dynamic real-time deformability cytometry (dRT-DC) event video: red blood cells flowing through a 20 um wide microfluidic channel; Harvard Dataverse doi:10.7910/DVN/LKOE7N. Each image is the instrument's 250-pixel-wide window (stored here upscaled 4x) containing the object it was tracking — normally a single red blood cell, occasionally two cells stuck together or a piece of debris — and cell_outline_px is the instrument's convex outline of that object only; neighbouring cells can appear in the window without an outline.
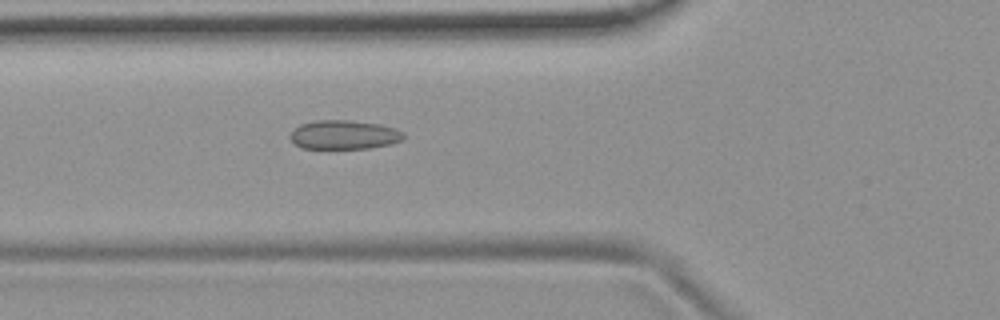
{"species": "common noctule bat (a hibernating species)", "species_latin": "Nyctalus noctula", "temperature_condition": "room temperature", "stored_images_in_passage": 52, "camera_frame_rate_fps": 3000, "um_per_image_px": 0.085, "animal": {"sex": "female", "body_mass_g": 19.9}, "frame": {"image": 1, "passage_image": 18, "time_ms": 5.667, "image_size_px": [1000, 320], "cell_outline_px": [[404, 136], [400, 140], [392, 144], [368, 148], [300, 148], [288, 136], [292, 128], [300, 124], [312, 120], [348, 120], [380, 124], [396, 128], [404, 132]], "centroid_in_image_um": [29.21, 11.44], "position_along_channel_um": 96.6, "area_um2": 19.36}}
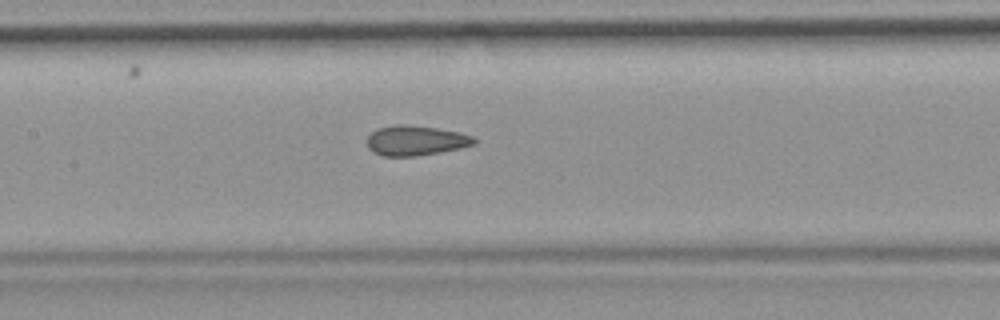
{"frame": {"image": 2, "passage_image": 24, "time_ms": 7.667, "image_size_px": [1000, 320], "cell_outline_px": [[476, 140], [472, 144], [460, 148], [440, 152], [416, 156], [384, 156], [372, 152], [368, 148], [368, 136], [376, 128], [396, 124], [408, 124], [436, 128], [460, 132], [472, 136]], "centroid_in_image_um": [35.29, 11.94], "position_along_channel_um": 172.1, "area_um2": 18.67}}
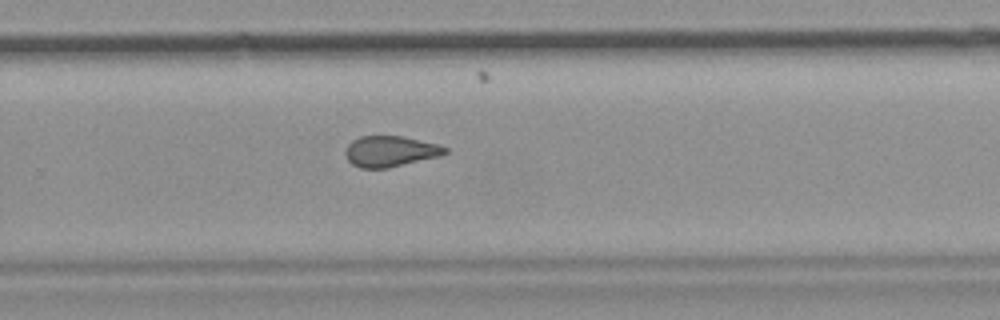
{"frame": {"image": 3, "passage_image": 34, "time_ms": 11.0, "image_size_px": [1000, 320], "cell_outline_px": [[448, 152], [440, 156], [388, 168], [360, 168], [352, 164], [344, 156], [344, 152], [348, 144], [352, 140], [360, 136], [404, 136], [436, 144], [448, 148]], "centroid_in_image_um": [33.14, 12.86], "position_along_channel_um": 296.7, "area_um2": 17.98}, "authors_computed_cell_mechanics": {"area_um2": 18.9295, "velocity_mm_per_s": 3.7606, "shape_relaxation_time_tau1_ms": null, "shape_relaxation_time_tau2_ms": 1.8767, "deformation_change_tau1": null, "deformation_change_tau2": 0.0713}}